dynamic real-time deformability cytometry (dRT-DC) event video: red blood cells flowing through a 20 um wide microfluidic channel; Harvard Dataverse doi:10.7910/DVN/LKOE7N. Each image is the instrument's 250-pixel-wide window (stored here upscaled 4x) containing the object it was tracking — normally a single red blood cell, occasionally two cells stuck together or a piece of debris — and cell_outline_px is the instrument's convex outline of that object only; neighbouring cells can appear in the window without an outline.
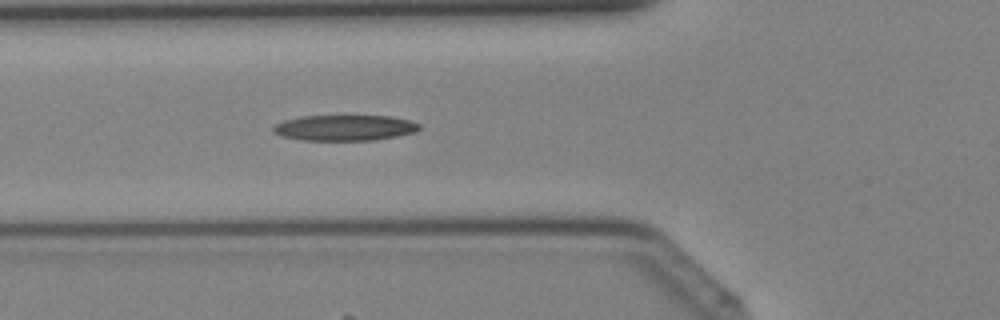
{"species": "Egyptian fruit bat (a non-hibernating species)", "species_latin": "Rousettus aegyptiacus", "temperature_condition": "cold", "stored_images_in_passage": 36, "camera_frame_rate_fps": 3000, "um_per_image_px": 0.085, "animal": {"sex": "female"}, "frame": {"image": 1, "passage_image": 10, "time_ms": 3.0, "image_size_px": [1000, 320], "cell_outline_px": [[420, 128], [416, 132], [396, 136], [372, 140], [304, 140], [280, 136], [272, 132], [272, 128], [276, 124], [284, 120], [300, 116], [388, 116], [408, 120], [420, 124]], "centroid_in_image_um": [29.26, 10.86], "position_along_channel_um": 96.5, "area_um2": 21.79}}
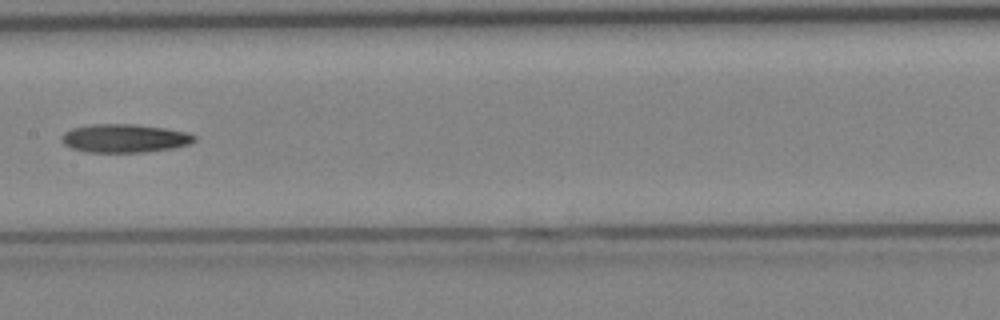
{"frame": {"image": 2, "passage_image": 16, "time_ms": 5.0, "image_size_px": [1000, 320], "cell_outline_px": [[196, 140], [188, 144], [172, 148], [144, 152], [84, 152], [72, 148], [64, 144], [60, 140], [60, 136], [64, 132], [72, 128], [92, 124], [136, 124], [164, 128], [188, 132], [196, 136]], "centroid_in_image_um": [10.56, 11.75], "position_along_channel_um": 196.8, "area_um2": 22.08}}
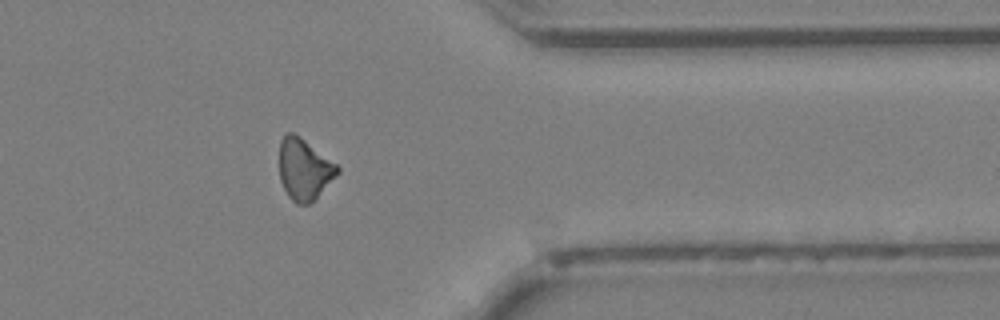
{"frame": {"image": 3, "passage_image": 28, "time_ms": 9.0, "image_size_px": [1000, 320], "cell_outline_px": [[340, 172], [312, 204], [296, 204], [288, 196], [280, 180], [280, 140], [288, 132], [292, 132], [304, 140], [336, 164], [340, 168]], "centroid_in_image_um": [25.87, 14.43], "position_along_channel_um": 385.5, "area_um2": 20.63}}